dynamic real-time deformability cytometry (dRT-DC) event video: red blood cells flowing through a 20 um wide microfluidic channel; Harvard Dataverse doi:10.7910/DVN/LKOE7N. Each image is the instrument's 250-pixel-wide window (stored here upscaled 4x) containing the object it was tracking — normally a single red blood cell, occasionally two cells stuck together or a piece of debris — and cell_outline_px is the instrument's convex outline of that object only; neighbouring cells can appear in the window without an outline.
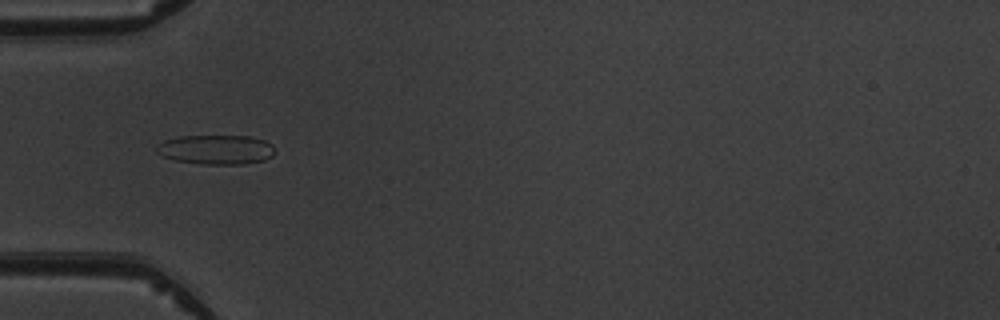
{"species": "common noctule bat (a hibernating species)", "species_latin": "Nyctalus noctula", "temperature_condition": "warm", "stored_images_in_passage": 5, "camera_frame_rate_fps": 3000, "um_per_image_px": 0.085, "animal": {"sex": "male", "body_mass_g": 19.5, "forearm_length_mm": 54.6}, "frame": {"image": 1, "passage_image": 1, "time_ms": 0.0, "image_size_px": [1000, 320], "cell_outline_px": [[276, 152], [272, 156], [264, 160], [244, 164], [200, 164], [172, 160], [156, 152], [156, 144], [164, 140], [180, 136], [248, 136], [264, 140], [272, 144], [276, 148]], "centroid_in_image_um": [18.37, 12.72], "position_along_channel_um": 66.6, "area_um2": 20.58}}
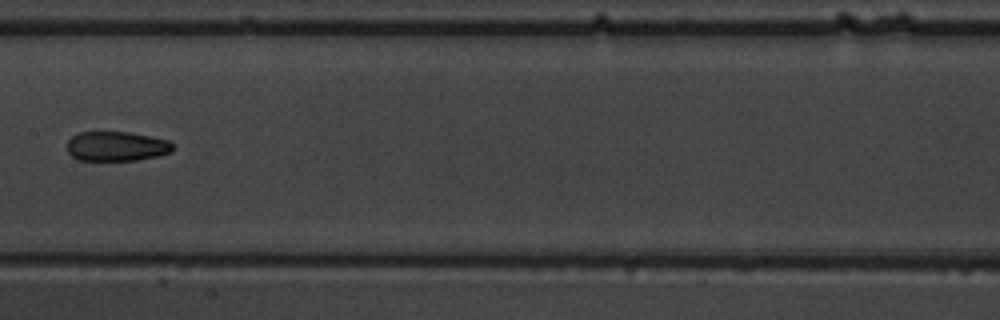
{"frame": {"image": 2, "passage_image": 4, "time_ms": 3.333, "image_size_px": [1000, 320], "cell_outline_px": [[172, 152], [156, 156], [136, 160], [80, 160], [72, 156], [68, 152], [68, 140], [72, 136], [80, 132], [128, 132], [168, 140], [172, 144]], "centroid_in_image_um": [9.89, 12.43], "position_along_channel_um": 197.5, "area_um2": 18.03}}
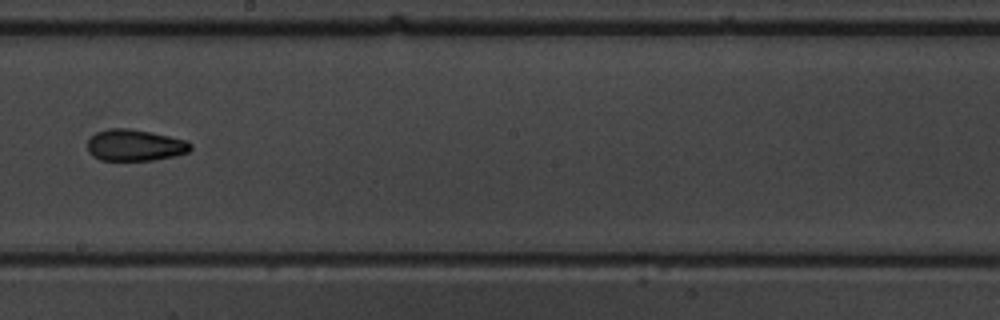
{"frame": {"image": 3, "passage_image": 5, "time_ms": 4.333, "image_size_px": [1000, 320], "cell_outline_px": [[192, 148], [188, 152], [176, 156], [152, 160], [100, 160], [92, 156], [88, 152], [88, 140], [96, 132], [108, 128], [128, 128], [188, 140], [192, 144]], "centroid_in_image_um": [11.47, 12.35], "position_along_channel_um": 236.7, "area_um2": 18.96}}